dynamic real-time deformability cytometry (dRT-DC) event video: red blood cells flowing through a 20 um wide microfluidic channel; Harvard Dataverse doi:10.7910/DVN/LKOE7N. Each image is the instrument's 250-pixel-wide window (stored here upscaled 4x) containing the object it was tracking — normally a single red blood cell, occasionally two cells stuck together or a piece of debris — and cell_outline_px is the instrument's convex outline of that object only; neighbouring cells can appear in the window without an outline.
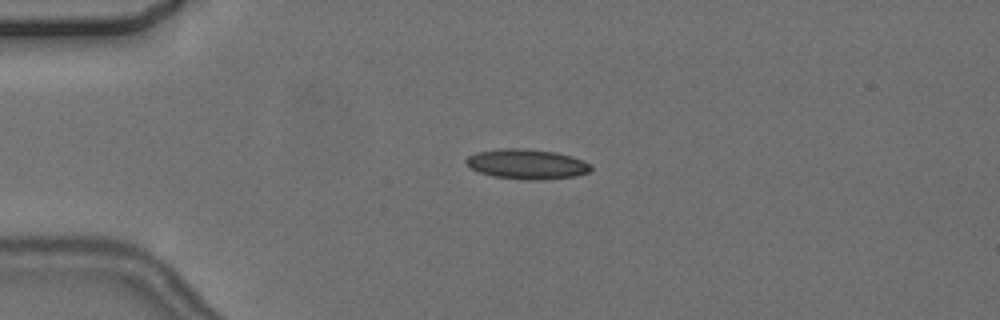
{"species": "common noctule bat (a hibernating species)", "species_latin": "Nyctalus noctula", "temperature_condition": "cold", "stored_images_in_passage": 6, "camera_frame_rate_fps": 3000, "um_per_image_px": 0.085, "animal": {"sex": "female", "body_mass_g": 24.6, "forearm_length_mm": 56.2}, "frame": {"image": 1, "passage_image": 4, "time_ms": 4.333, "image_size_px": [1000, 320], "cell_outline_px": [[592, 168], [588, 172], [576, 176], [544, 180], [528, 180], [492, 176], [480, 172], [472, 168], [464, 160], [468, 156], [476, 152], [500, 148], [524, 148], [556, 152], [572, 156], [584, 160], [592, 164]], "centroid_in_image_um": [44.82, 13.94], "position_along_channel_um": 40.2, "area_um2": 21.96}}
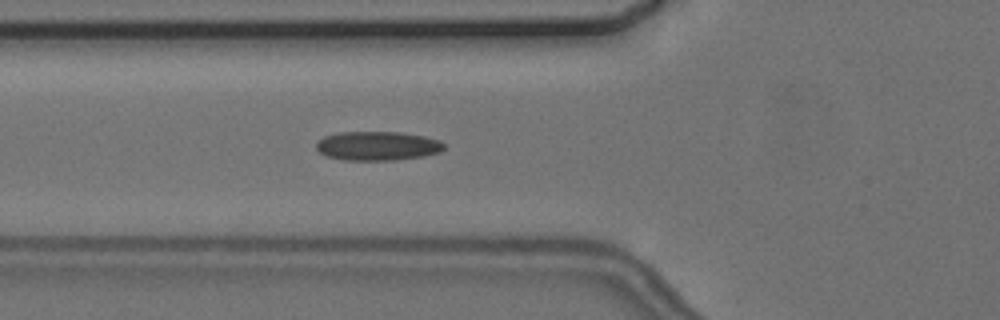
{"frame": {"image": 2, "passage_image": 6, "time_ms": 6.667, "image_size_px": [1000, 320], "cell_outline_px": [[444, 148], [440, 152], [424, 156], [396, 160], [344, 160], [324, 156], [316, 148], [316, 144], [324, 136], [340, 132], [400, 132], [424, 136], [440, 140], [444, 144]], "centroid_in_image_um": [32.09, 12.4], "position_along_channel_um": 93.7, "area_um2": 21.73}}